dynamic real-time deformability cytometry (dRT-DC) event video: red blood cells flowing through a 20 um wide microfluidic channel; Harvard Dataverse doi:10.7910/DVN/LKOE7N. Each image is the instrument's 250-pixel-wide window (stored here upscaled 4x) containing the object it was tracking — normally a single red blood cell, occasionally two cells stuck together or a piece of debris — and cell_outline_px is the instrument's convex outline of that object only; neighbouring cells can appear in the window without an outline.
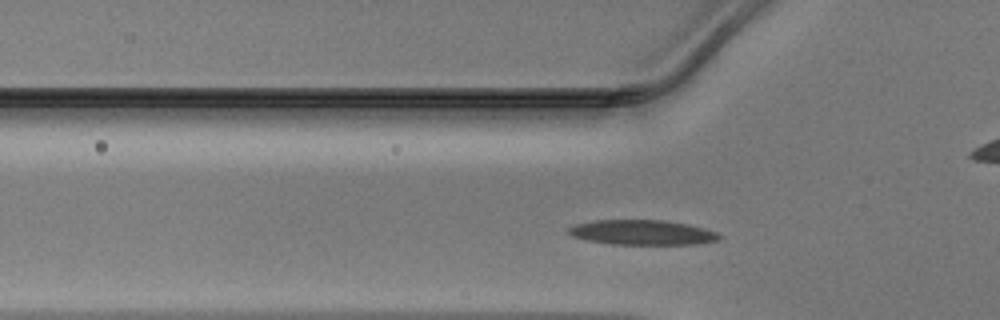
{"species": "Egyptian fruit bat (a non-hibernating species)", "species_latin": "Rousettus aegyptiacus", "temperature_condition": "warm", "stored_images_in_passage": 22, "camera_frame_rate_fps": 3000, "um_per_image_px": 0.085, "animal": {"sex": "male"}, "frame": {"image": 1, "passage_image": 8, "time_ms": 2.333, "image_size_px": [1000, 320], "cell_outline_px": [[724, 236], [716, 240], [696, 244], [612, 244], [588, 240], [572, 236], [568, 232], [568, 228], [576, 224], [592, 220], [664, 220], [688, 224], [704, 228], [716, 232]], "centroid_in_image_um": [54.6, 19.75], "position_along_channel_um": 71.2, "area_um2": 21.79}}
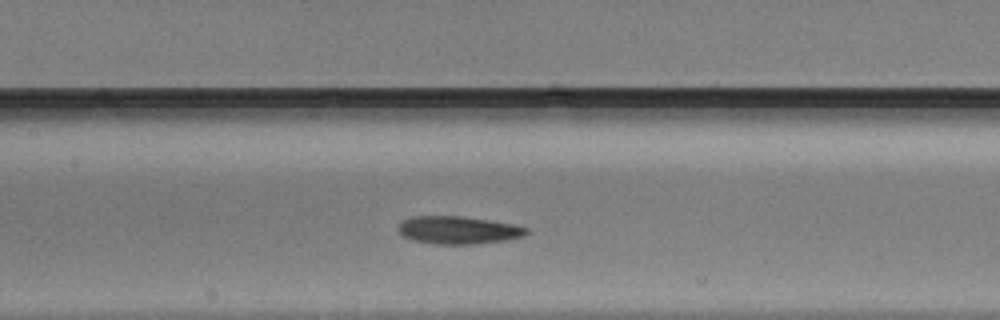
{"frame": {"image": 2, "passage_image": 15, "time_ms": 4.667, "image_size_px": [1000, 320], "cell_outline_px": [[528, 232], [524, 236], [508, 240], [472, 244], [436, 244], [412, 240], [400, 236], [396, 232], [396, 224], [412, 216], [460, 216], [516, 224], [528, 228]], "centroid_in_image_um": [38.89, 19.56], "position_along_channel_um": 168.5, "area_um2": 21.1}}
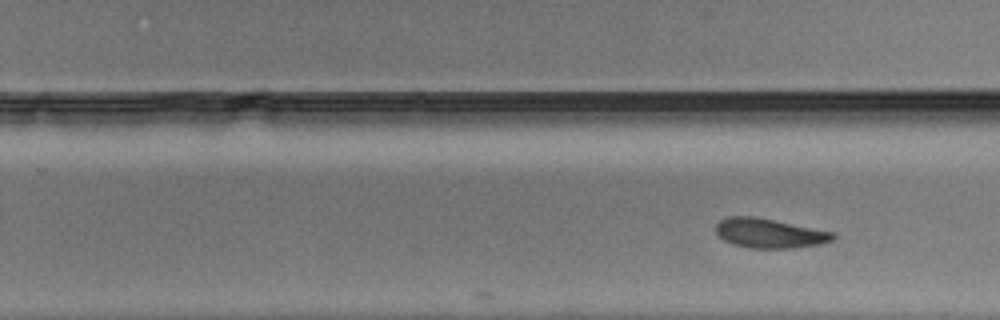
{"frame": {"image": 3, "passage_image": 22, "time_ms": 7.0, "image_size_px": [1000, 320], "cell_outline_px": [[836, 236], [832, 240], [820, 244], [792, 248], [748, 248], [732, 244], [724, 240], [716, 232], [716, 224], [720, 220], [728, 216], [756, 216], [836, 232]], "centroid_in_image_um": [65.42, 19.82], "position_along_channel_um": 264.4, "area_um2": 20.35}}